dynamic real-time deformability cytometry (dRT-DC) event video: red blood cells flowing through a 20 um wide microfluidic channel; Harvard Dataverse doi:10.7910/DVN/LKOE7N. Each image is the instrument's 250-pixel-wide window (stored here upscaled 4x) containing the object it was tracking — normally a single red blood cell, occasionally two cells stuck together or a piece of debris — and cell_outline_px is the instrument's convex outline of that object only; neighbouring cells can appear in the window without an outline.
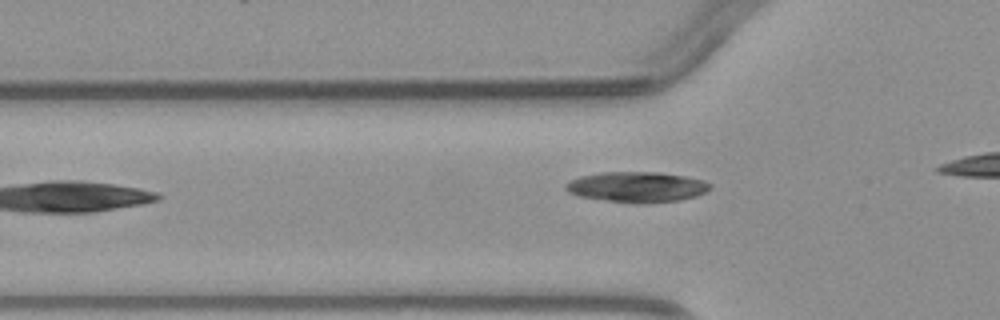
{"species": "common noctule bat (a hibernating species)", "species_latin": "Nyctalus noctula", "temperature_condition": "warm", "stored_images_in_passage": 8, "camera_frame_rate_fps": 3000, "um_per_image_px": 0.085, "animal": {"sex": "male", "body_mass_g": 23.1, "forearm_length_mm": 52.7}, "frame": {"image": 1, "passage_image": 5, "time_ms": 4.667, "image_size_px": [1000, 320], "cell_outline_px": [[712, 188], [696, 196], [680, 200], [648, 204], [632, 204], [580, 196], [568, 192], [564, 188], [564, 184], [580, 176], [600, 172], [656, 172], [684, 176], [704, 180], [712, 184]], "centroid_in_image_um": [54.15, 15.9], "position_along_channel_um": 71.6, "area_um2": 25.84}}
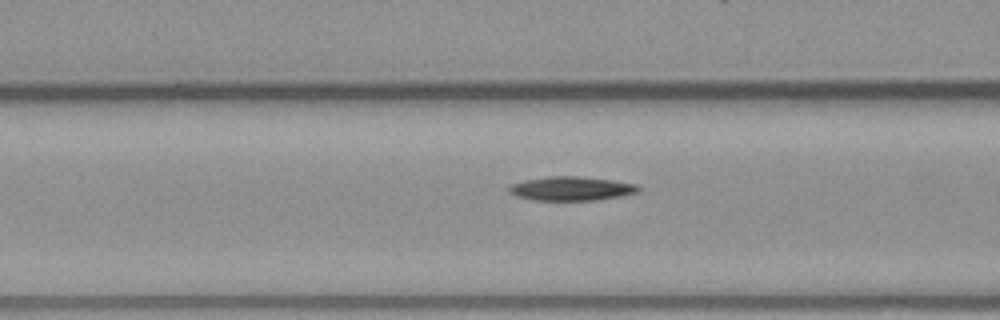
{"frame": {"image": 2, "passage_image": 7, "time_ms": 7.0, "image_size_px": [1000, 320], "cell_outline_px": [[640, 192], [624, 196], [596, 200], [532, 200], [516, 196], [508, 192], [508, 188], [512, 184], [524, 180], [548, 176], [580, 176], [612, 180], [636, 184], [640, 188]], "centroid_in_image_um": [48.58, 16.03], "position_along_channel_um": 118.0, "area_um2": 18.26}}